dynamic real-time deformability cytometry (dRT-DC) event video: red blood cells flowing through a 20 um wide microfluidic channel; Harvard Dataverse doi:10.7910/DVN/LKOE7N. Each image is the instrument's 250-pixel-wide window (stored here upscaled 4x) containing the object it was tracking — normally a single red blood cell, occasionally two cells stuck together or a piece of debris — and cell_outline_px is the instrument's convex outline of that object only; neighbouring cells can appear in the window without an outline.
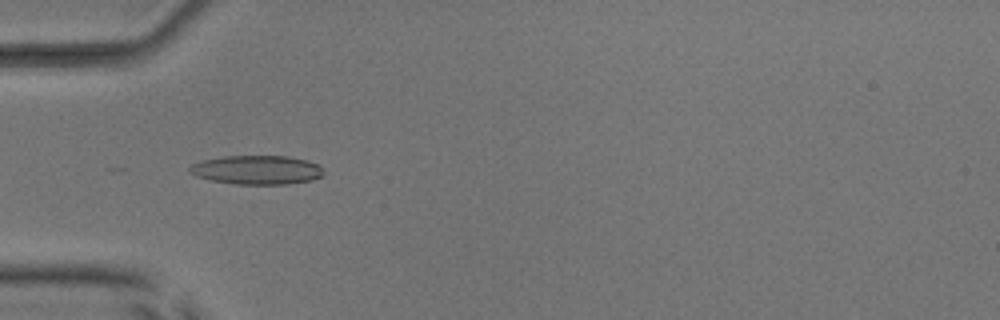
{"species": "common noctule bat (a hibernating species)", "species_latin": "Nyctalus noctula", "temperature_condition": "room temperature", "stored_images_in_passage": 39, "camera_frame_rate_fps": 3000, "um_per_image_px": 0.085, "animal": {"sex": "male", "body_mass_g": 17.9, "forearm_length_mm": 54.2}, "frame": {"image": 1, "passage_image": 17, "time_ms": 5.333, "image_size_px": [1000, 320], "cell_outline_px": [[324, 176], [312, 180], [284, 184], [236, 184], [212, 180], [196, 176], [188, 172], [188, 168], [192, 164], [200, 160], [224, 156], [288, 156], [308, 160], [320, 164], [324, 172]], "centroid_in_image_um": [21.85, 14.43], "position_along_channel_um": 63.1, "area_um2": 22.83}}
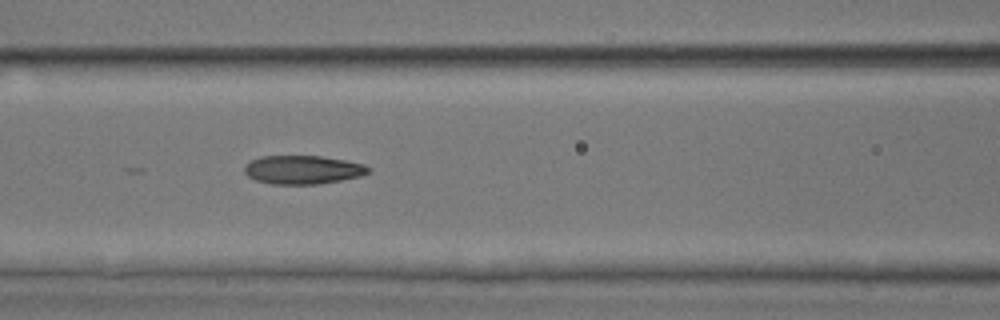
{"frame": {"image": 2, "passage_image": 23, "time_ms": 7.333, "image_size_px": [1000, 320], "cell_outline_px": [[372, 168], [368, 172], [360, 176], [340, 180], [316, 184], [272, 184], [256, 180], [248, 176], [244, 172], [244, 168], [252, 160], [260, 156], [320, 156], [344, 160], [364, 164]], "centroid_in_image_um": [25.74, 14.42], "position_along_channel_um": 140.9, "area_um2": 20.46}}
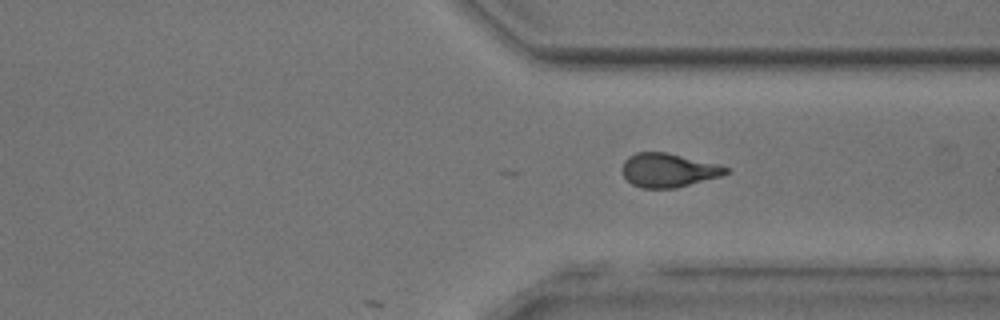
{"frame": {"image": 3, "passage_image": 39, "time_ms": 12.667, "image_size_px": [1000, 320], "cell_outline_px": [[728, 172], [720, 176], [676, 188], [640, 188], [632, 184], [624, 176], [624, 160], [628, 156], [636, 152], [668, 152], [720, 164], [728, 168]], "centroid_in_image_um": [56.82, 14.45], "position_along_channel_um": 354.6, "area_um2": 20.4}}